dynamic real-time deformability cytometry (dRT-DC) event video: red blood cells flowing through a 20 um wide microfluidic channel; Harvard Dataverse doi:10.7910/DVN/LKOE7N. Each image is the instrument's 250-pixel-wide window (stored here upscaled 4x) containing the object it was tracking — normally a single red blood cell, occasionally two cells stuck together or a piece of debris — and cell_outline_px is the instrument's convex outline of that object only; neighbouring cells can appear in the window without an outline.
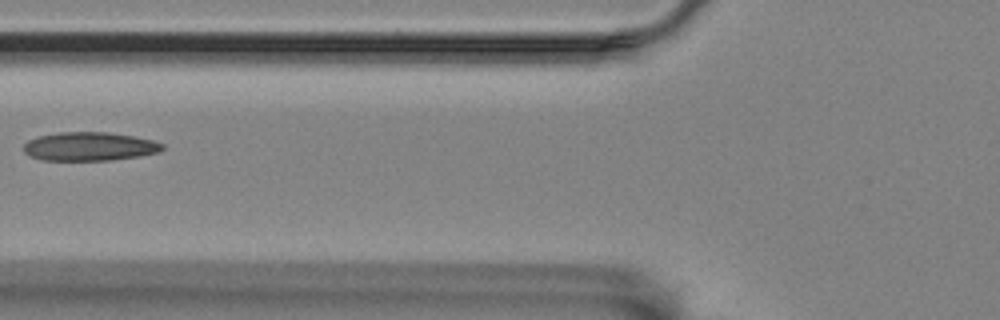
{"species": "Egyptian fruit bat (a non-hibernating species)", "species_latin": "Rousettus aegyptiacus", "temperature_condition": "room temperature", "stored_images_in_passage": 2, "camera_frame_rate_fps": 3000, "um_per_image_px": 0.085, "animal": {"sex": "female"}, "frame": {"image": 1, "passage_image": 2, "time_ms": 2.667, "image_size_px": [1000, 320], "cell_outline_px": [[164, 148], [160, 152], [140, 156], [112, 160], [44, 160], [32, 156], [24, 152], [24, 144], [28, 140], [40, 136], [60, 132], [108, 132], [132, 136], [152, 140], [164, 144]], "centroid_in_image_um": [7.64, 12.45], "position_along_channel_um": 118.2, "area_um2": 23.06}}